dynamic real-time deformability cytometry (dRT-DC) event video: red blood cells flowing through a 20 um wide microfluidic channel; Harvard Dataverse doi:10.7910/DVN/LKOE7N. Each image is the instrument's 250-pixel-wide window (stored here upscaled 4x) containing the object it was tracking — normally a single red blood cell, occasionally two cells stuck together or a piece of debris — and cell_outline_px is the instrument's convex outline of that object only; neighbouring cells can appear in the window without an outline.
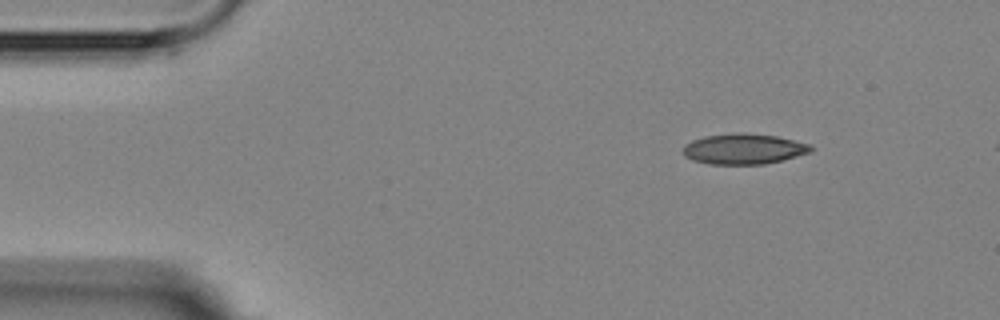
{"species": "Egyptian fruit bat (a non-hibernating species)", "species_latin": "Rousettus aegyptiacus", "temperature_condition": "room temperature", "stored_images_in_passage": 3, "camera_frame_rate_fps": 3000, "um_per_image_px": 0.085, "animal": {"sex": "female"}, "frame": {"image": 1, "passage_image": 1, "time_ms": 0.0, "image_size_px": [1000, 320], "cell_outline_px": [[812, 152], [764, 164], [708, 164], [692, 160], [684, 156], [684, 144], [692, 140], [704, 136], [732, 132], [744, 132], [776, 136], [808, 144], [812, 148]], "centroid_in_image_um": [63.16, 12.65], "position_along_channel_um": 21.8, "area_um2": 22.72}}